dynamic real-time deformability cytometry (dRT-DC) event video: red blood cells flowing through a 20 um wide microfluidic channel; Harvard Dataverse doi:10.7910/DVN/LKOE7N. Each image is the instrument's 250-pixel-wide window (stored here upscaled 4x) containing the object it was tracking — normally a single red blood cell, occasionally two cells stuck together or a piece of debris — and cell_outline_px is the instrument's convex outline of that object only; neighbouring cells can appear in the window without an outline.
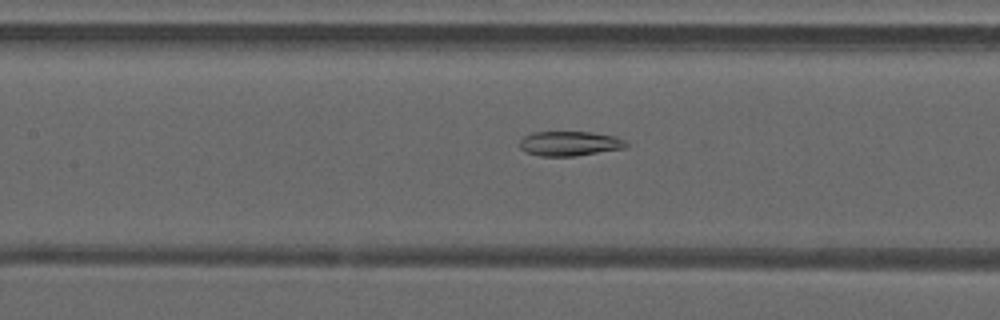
{"species": "common noctule bat (a hibernating species)", "species_latin": "Nyctalus noctula", "temperature_condition": "warm", "stored_images_in_passage": 30, "camera_frame_rate_fps": 3000, "um_per_image_px": 0.085, "animal": {"sex": "male", "forearm_length_mm": 52.5}, "frame": {"image": 1, "passage_image": 13, "time_ms": 4.0, "image_size_px": [1000, 320], "cell_outline_px": [[628, 144], [624, 148], [576, 156], [540, 156], [528, 152], [520, 148], [520, 140], [524, 136], [532, 132], [592, 132], [616, 136], [624, 140]], "centroid_in_image_um": [48.42, 12.19], "position_along_channel_um": 159.0, "area_um2": 15.26}}
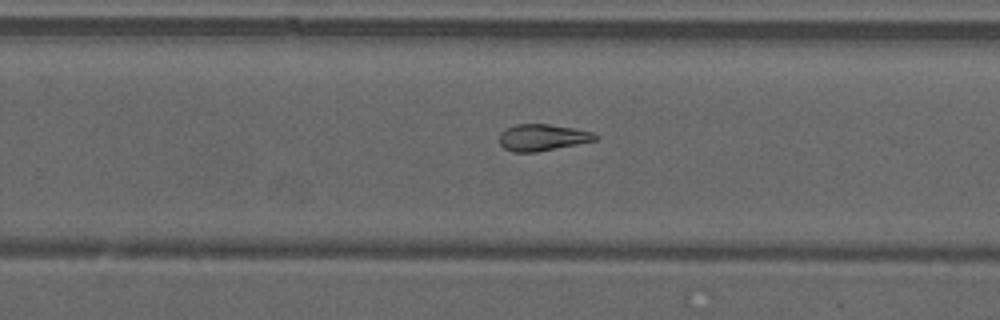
{"frame": {"image": 2, "passage_image": 22, "time_ms": 7.0, "image_size_px": [1000, 320], "cell_outline_px": [[600, 136], [596, 140], [536, 152], [512, 152], [504, 148], [500, 144], [500, 132], [516, 124], [548, 124], [572, 128], [592, 132]], "centroid_in_image_um": [46.09, 11.68], "position_along_channel_um": 283.7, "area_um2": 14.68}}